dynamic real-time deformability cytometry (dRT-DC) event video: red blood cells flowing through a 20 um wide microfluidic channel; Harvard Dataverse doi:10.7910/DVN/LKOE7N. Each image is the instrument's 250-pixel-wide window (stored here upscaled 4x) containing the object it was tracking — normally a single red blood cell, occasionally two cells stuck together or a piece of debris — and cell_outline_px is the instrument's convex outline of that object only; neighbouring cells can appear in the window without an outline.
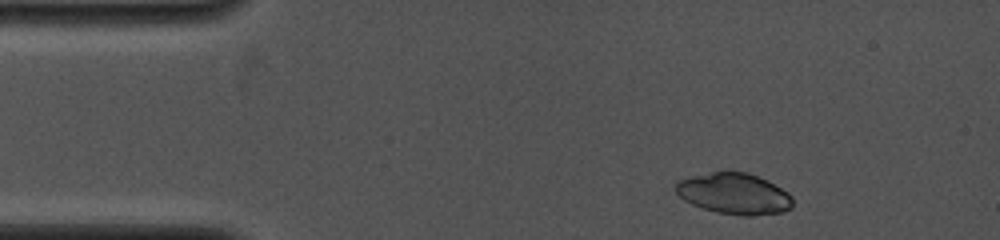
{"species": "common noctule bat (a hibernating species)", "species_latin": "Nyctalus noctula", "temperature_condition": "cold", "stored_images_in_passage": 3, "camera_frame_rate_fps": 4000, "um_per_image_px": 0.085, "animal": {"sex": "female", "body_mass_g": 19.0, "forearm_length_mm": 53.3}, "frame": {"image": 1, "passage_image": 1, "time_ms": 0.0, "image_size_px": [1000, 240], "cell_outline_px": [[792, 208], [784, 212], [756, 216], [740, 216], [716, 212], [692, 204], [684, 200], [676, 192], [676, 180], [692, 176], [712, 172], [748, 172], [788, 192], [792, 196]], "centroid_in_image_um": [62.41, 16.48], "position_along_channel_um": 22.6, "area_um2": 27.92}}